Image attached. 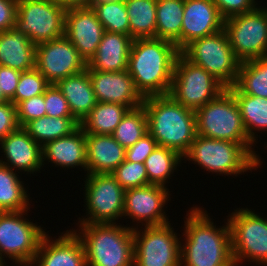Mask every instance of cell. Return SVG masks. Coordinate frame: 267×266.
<instances>
[{"mask_svg":"<svg viewBox=\"0 0 267 266\" xmlns=\"http://www.w3.org/2000/svg\"><path fill=\"white\" fill-rule=\"evenodd\" d=\"M148 132L157 145L183 156L197 136L196 114L178 103L170 94L144 98Z\"/></svg>","mask_w":267,"mask_h":266,"instance_id":"cell-3","label":"cell"},{"mask_svg":"<svg viewBox=\"0 0 267 266\" xmlns=\"http://www.w3.org/2000/svg\"><path fill=\"white\" fill-rule=\"evenodd\" d=\"M87 266H134L133 226L80 223Z\"/></svg>","mask_w":267,"mask_h":266,"instance_id":"cell-4","label":"cell"},{"mask_svg":"<svg viewBox=\"0 0 267 266\" xmlns=\"http://www.w3.org/2000/svg\"><path fill=\"white\" fill-rule=\"evenodd\" d=\"M182 158L194 161L209 172L227 176L256 170L262 164L240 143L200 135Z\"/></svg>","mask_w":267,"mask_h":266,"instance_id":"cell-6","label":"cell"},{"mask_svg":"<svg viewBox=\"0 0 267 266\" xmlns=\"http://www.w3.org/2000/svg\"><path fill=\"white\" fill-rule=\"evenodd\" d=\"M35 68L50 84H56L84 71L87 63L64 35L36 45Z\"/></svg>","mask_w":267,"mask_h":266,"instance_id":"cell-15","label":"cell"},{"mask_svg":"<svg viewBox=\"0 0 267 266\" xmlns=\"http://www.w3.org/2000/svg\"><path fill=\"white\" fill-rule=\"evenodd\" d=\"M86 176L84 188L88 214L79 223H116L123 216L125 190L112 174L94 173Z\"/></svg>","mask_w":267,"mask_h":266,"instance_id":"cell-14","label":"cell"},{"mask_svg":"<svg viewBox=\"0 0 267 266\" xmlns=\"http://www.w3.org/2000/svg\"><path fill=\"white\" fill-rule=\"evenodd\" d=\"M133 40L130 35L105 31L95 55L87 63V69L103 72L127 70Z\"/></svg>","mask_w":267,"mask_h":266,"instance_id":"cell-22","label":"cell"},{"mask_svg":"<svg viewBox=\"0 0 267 266\" xmlns=\"http://www.w3.org/2000/svg\"><path fill=\"white\" fill-rule=\"evenodd\" d=\"M27 211L0 212V257L5 260L3 256L6 254L20 266H32L41 238L46 233L38 224L24 219L23 214Z\"/></svg>","mask_w":267,"mask_h":266,"instance_id":"cell-10","label":"cell"},{"mask_svg":"<svg viewBox=\"0 0 267 266\" xmlns=\"http://www.w3.org/2000/svg\"><path fill=\"white\" fill-rule=\"evenodd\" d=\"M223 29L241 63L267 56L266 7L225 19Z\"/></svg>","mask_w":267,"mask_h":266,"instance_id":"cell-12","label":"cell"},{"mask_svg":"<svg viewBox=\"0 0 267 266\" xmlns=\"http://www.w3.org/2000/svg\"><path fill=\"white\" fill-rule=\"evenodd\" d=\"M101 3H106V4H109V3H115V2H119L121 0H99Z\"/></svg>","mask_w":267,"mask_h":266,"instance_id":"cell-48","label":"cell"},{"mask_svg":"<svg viewBox=\"0 0 267 266\" xmlns=\"http://www.w3.org/2000/svg\"><path fill=\"white\" fill-rule=\"evenodd\" d=\"M43 162L48 160L56 166L87 170L86 134L79 126L70 135L49 141L42 147Z\"/></svg>","mask_w":267,"mask_h":266,"instance_id":"cell-23","label":"cell"},{"mask_svg":"<svg viewBox=\"0 0 267 266\" xmlns=\"http://www.w3.org/2000/svg\"><path fill=\"white\" fill-rule=\"evenodd\" d=\"M180 50L168 40L136 38L128 61V72L145 98L170 93L174 66Z\"/></svg>","mask_w":267,"mask_h":266,"instance_id":"cell-1","label":"cell"},{"mask_svg":"<svg viewBox=\"0 0 267 266\" xmlns=\"http://www.w3.org/2000/svg\"><path fill=\"white\" fill-rule=\"evenodd\" d=\"M51 84L36 69L21 72L14 97L10 100L16 106L24 100L45 93Z\"/></svg>","mask_w":267,"mask_h":266,"instance_id":"cell-37","label":"cell"},{"mask_svg":"<svg viewBox=\"0 0 267 266\" xmlns=\"http://www.w3.org/2000/svg\"><path fill=\"white\" fill-rule=\"evenodd\" d=\"M55 85L66 98L73 118L80 124L97 103L88 69L59 80Z\"/></svg>","mask_w":267,"mask_h":266,"instance_id":"cell-26","label":"cell"},{"mask_svg":"<svg viewBox=\"0 0 267 266\" xmlns=\"http://www.w3.org/2000/svg\"><path fill=\"white\" fill-rule=\"evenodd\" d=\"M61 6L71 7H89L93 0H55Z\"/></svg>","mask_w":267,"mask_h":266,"instance_id":"cell-46","label":"cell"},{"mask_svg":"<svg viewBox=\"0 0 267 266\" xmlns=\"http://www.w3.org/2000/svg\"><path fill=\"white\" fill-rule=\"evenodd\" d=\"M148 133V120L143 105L129 109L118 124L113 138L125 149L133 146L140 138Z\"/></svg>","mask_w":267,"mask_h":266,"instance_id":"cell-35","label":"cell"},{"mask_svg":"<svg viewBox=\"0 0 267 266\" xmlns=\"http://www.w3.org/2000/svg\"><path fill=\"white\" fill-rule=\"evenodd\" d=\"M128 110L123 104L97 102L80 127L85 134L112 135Z\"/></svg>","mask_w":267,"mask_h":266,"instance_id":"cell-27","label":"cell"},{"mask_svg":"<svg viewBox=\"0 0 267 266\" xmlns=\"http://www.w3.org/2000/svg\"><path fill=\"white\" fill-rule=\"evenodd\" d=\"M224 19L213 0H184L180 51L192 40L221 31Z\"/></svg>","mask_w":267,"mask_h":266,"instance_id":"cell-20","label":"cell"},{"mask_svg":"<svg viewBox=\"0 0 267 266\" xmlns=\"http://www.w3.org/2000/svg\"><path fill=\"white\" fill-rule=\"evenodd\" d=\"M62 234L53 241L46 233L43 235L32 266H87L80 237L74 230Z\"/></svg>","mask_w":267,"mask_h":266,"instance_id":"cell-19","label":"cell"},{"mask_svg":"<svg viewBox=\"0 0 267 266\" xmlns=\"http://www.w3.org/2000/svg\"><path fill=\"white\" fill-rule=\"evenodd\" d=\"M157 142L148 132L140 138L133 146L126 149L125 160L130 162L144 163L146 158L157 147Z\"/></svg>","mask_w":267,"mask_h":266,"instance_id":"cell-42","label":"cell"},{"mask_svg":"<svg viewBox=\"0 0 267 266\" xmlns=\"http://www.w3.org/2000/svg\"><path fill=\"white\" fill-rule=\"evenodd\" d=\"M21 72L13 68L0 66V88L10 101L16 92Z\"/></svg>","mask_w":267,"mask_h":266,"instance_id":"cell-44","label":"cell"},{"mask_svg":"<svg viewBox=\"0 0 267 266\" xmlns=\"http://www.w3.org/2000/svg\"><path fill=\"white\" fill-rule=\"evenodd\" d=\"M46 116L73 117L66 98L55 84H51L44 93Z\"/></svg>","mask_w":267,"mask_h":266,"instance_id":"cell-39","label":"cell"},{"mask_svg":"<svg viewBox=\"0 0 267 266\" xmlns=\"http://www.w3.org/2000/svg\"><path fill=\"white\" fill-rule=\"evenodd\" d=\"M213 2L224 20L232 16L251 12L257 8L255 0H213Z\"/></svg>","mask_w":267,"mask_h":266,"instance_id":"cell-41","label":"cell"},{"mask_svg":"<svg viewBox=\"0 0 267 266\" xmlns=\"http://www.w3.org/2000/svg\"><path fill=\"white\" fill-rule=\"evenodd\" d=\"M90 7L95 12L98 20L103 24L105 31L130 35L125 0L109 4L93 0Z\"/></svg>","mask_w":267,"mask_h":266,"instance_id":"cell-36","label":"cell"},{"mask_svg":"<svg viewBox=\"0 0 267 266\" xmlns=\"http://www.w3.org/2000/svg\"><path fill=\"white\" fill-rule=\"evenodd\" d=\"M87 174H111L124 160L126 149L112 135L86 134Z\"/></svg>","mask_w":267,"mask_h":266,"instance_id":"cell-24","label":"cell"},{"mask_svg":"<svg viewBox=\"0 0 267 266\" xmlns=\"http://www.w3.org/2000/svg\"><path fill=\"white\" fill-rule=\"evenodd\" d=\"M18 0H0V32L14 27Z\"/></svg>","mask_w":267,"mask_h":266,"instance_id":"cell-45","label":"cell"},{"mask_svg":"<svg viewBox=\"0 0 267 266\" xmlns=\"http://www.w3.org/2000/svg\"><path fill=\"white\" fill-rule=\"evenodd\" d=\"M226 88L205 69L178 55L170 95L183 106L196 111L218 97Z\"/></svg>","mask_w":267,"mask_h":266,"instance_id":"cell-9","label":"cell"},{"mask_svg":"<svg viewBox=\"0 0 267 266\" xmlns=\"http://www.w3.org/2000/svg\"><path fill=\"white\" fill-rule=\"evenodd\" d=\"M180 53L193 64L205 69L226 89L235 85L241 62L235 56L224 29L192 40Z\"/></svg>","mask_w":267,"mask_h":266,"instance_id":"cell-7","label":"cell"},{"mask_svg":"<svg viewBox=\"0 0 267 266\" xmlns=\"http://www.w3.org/2000/svg\"><path fill=\"white\" fill-rule=\"evenodd\" d=\"M19 175L0 163V212L30 209L29 196Z\"/></svg>","mask_w":267,"mask_h":266,"instance_id":"cell-33","label":"cell"},{"mask_svg":"<svg viewBox=\"0 0 267 266\" xmlns=\"http://www.w3.org/2000/svg\"><path fill=\"white\" fill-rule=\"evenodd\" d=\"M5 261H3L0 257V266L4 263Z\"/></svg>","mask_w":267,"mask_h":266,"instance_id":"cell-49","label":"cell"},{"mask_svg":"<svg viewBox=\"0 0 267 266\" xmlns=\"http://www.w3.org/2000/svg\"><path fill=\"white\" fill-rule=\"evenodd\" d=\"M4 102H9V100L5 97V95L3 94V92L0 88V104L4 103Z\"/></svg>","mask_w":267,"mask_h":266,"instance_id":"cell-47","label":"cell"},{"mask_svg":"<svg viewBox=\"0 0 267 266\" xmlns=\"http://www.w3.org/2000/svg\"><path fill=\"white\" fill-rule=\"evenodd\" d=\"M184 0H157L156 38L173 42L180 50Z\"/></svg>","mask_w":267,"mask_h":266,"instance_id":"cell-28","label":"cell"},{"mask_svg":"<svg viewBox=\"0 0 267 266\" xmlns=\"http://www.w3.org/2000/svg\"><path fill=\"white\" fill-rule=\"evenodd\" d=\"M197 135L242 144L260 163L252 150L253 142L244 128L239 106L234 95L225 89L214 100L195 111Z\"/></svg>","mask_w":267,"mask_h":266,"instance_id":"cell-5","label":"cell"},{"mask_svg":"<svg viewBox=\"0 0 267 266\" xmlns=\"http://www.w3.org/2000/svg\"><path fill=\"white\" fill-rule=\"evenodd\" d=\"M16 107L20 127H23L29 121L46 116L44 94L21 101Z\"/></svg>","mask_w":267,"mask_h":266,"instance_id":"cell-40","label":"cell"},{"mask_svg":"<svg viewBox=\"0 0 267 266\" xmlns=\"http://www.w3.org/2000/svg\"><path fill=\"white\" fill-rule=\"evenodd\" d=\"M36 45L14 27L0 32V66L20 72L35 68Z\"/></svg>","mask_w":267,"mask_h":266,"instance_id":"cell-25","label":"cell"},{"mask_svg":"<svg viewBox=\"0 0 267 266\" xmlns=\"http://www.w3.org/2000/svg\"><path fill=\"white\" fill-rule=\"evenodd\" d=\"M66 10L55 0H18L14 28L35 45L58 39L65 35Z\"/></svg>","mask_w":267,"mask_h":266,"instance_id":"cell-8","label":"cell"},{"mask_svg":"<svg viewBox=\"0 0 267 266\" xmlns=\"http://www.w3.org/2000/svg\"><path fill=\"white\" fill-rule=\"evenodd\" d=\"M17 107L9 101L0 104V140L19 128Z\"/></svg>","mask_w":267,"mask_h":266,"instance_id":"cell-43","label":"cell"},{"mask_svg":"<svg viewBox=\"0 0 267 266\" xmlns=\"http://www.w3.org/2000/svg\"><path fill=\"white\" fill-rule=\"evenodd\" d=\"M97 102L119 103L129 109L137 108L144 102V97L136 89L128 70L103 72L88 70Z\"/></svg>","mask_w":267,"mask_h":266,"instance_id":"cell-18","label":"cell"},{"mask_svg":"<svg viewBox=\"0 0 267 266\" xmlns=\"http://www.w3.org/2000/svg\"><path fill=\"white\" fill-rule=\"evenodd\" d=\"M227 220L235 266L245 259L267 266V219L248 208H239Z\"/></svg>","mask_w":267,"mask_h":266,"instance_id":"cell-11","label":"cell"},{"mask_svg":"<svg viewBox=\"0 0 267 266\" xmlns=\"http://www.w3.org/2000/svg\"><path fill=\"white\" fill-rule=\"evenodd\" d=\"M228 90L236 99L249 139L256 142L253 131H267V98L241 94L234 86Z\"/></svg>","mask_w":267,"mask_h":266,"instance_id":"cell-29","label":"cell"},{"mask_svg":"<svg viewBox=\"0 0 267 266\" xmlns=\"http://www.w3.org/2000/svg\"><path fill=\"white\" fill-rule=\"evenodd\" d=\"M188 212L183 232L186 244L180 247V266H235L228 221L216 228L202 208L193 207Z\"/></svg>","mask_w":267,"mask_h":266,"instance_id":"cell-2","label":"cell"},{"mask_svg":"<svg viewBox=\"0 0 267 266\" xmlns=\"http://www.w3.org/2000/svg\"><path fill=\"white\" fill-rule=\"evenodd\" d=\"M111 174L124 190L149 185L144 163L124 160Z\"/></svg>","mask_w":267,"mask_h":266,"instance_id":"cell-38","label":"cell"},{"mask_svg":"<svg viewBox=\"0 0 267 266\" xmlns=\"http://www.w3.org/2000/svg\"><path fill=\"white\" fill-rule=\"evenodd\" d=\"M79 126L73 117L43 116L27 122L23 128L43 147L49 141L70 135Z\"/></svg>","mask_w":267,"mask_h":266,"instance_id":"cell-30","label":"cell"},{"mask_svg":"<svg viewBox=\"0 0 267 266\" xmlns=\"http://www.w3.org/2000/svg\"><path fill=\"white\" fill-rule=\"evenodd\" d=\"M0 145L4 156L6 155L4 158L7 159V162L3 161V158L0 159V163L13 171L22 170L27 174H33L44 166L42 146L23 127L17 128L0 140Z\"/></svg>","mask_w":267,"mask_h":266,"instance_id":"cell-21","label":"cell"},{"mask_svg":"<svg viewBox=\"0 0 267 266\" xmlns=\"http://www.w3.org/2000/svg\"><path fill=\"white\" fill-rule=\"evenodd\" d=\"M104 32L103 24L90 6L67 8L65 36L86 63L95 55Z\"/></svg>","mask_w":267,"mask_h":266,"instance_id":"cell-17","label":"cell"},{"mask_svg":"<svg viewBox=\"0 0 267 266\" xmlns=\"http://www.w3.org/2000/svg\"><path fill=\"white\" fill-rule=\"evenodd\" d=\"M234 87L241 94L267 98V56L242 62Z\"/></svg>","mask_w":267,"mask_h":266,"instance_id":"cell-32","label":"cell"},{"mask_svg":"<svg viewBox=\"0 0 267 266\" xmlns=\"http://www.w3.org/2000/svg\"><path fill=\"white\" fill-rule=\"evenodd\" d=\"M129 18L130 36L156 38L157 0H125Z\"/></svg>","mask_w":267,"mask_h":266,"instance_id":"cell-31","label":"cell"},{"mask_svg":"<svg viewBox=\"0 0 267 266\" xmlns=\"http://www.w3.org/2000/svg\"><path fill=\"white\" fill-rule=\"evenodd\" d=\"M167 189L160 185L149 184L125 190L123 216H129L133 222L139 221L138 224L145 222L143 226L168 223L163 210L166 201H169L170 194Z\"/></svg>","mask_w":267,"mask_h":266,"instance_id":"cell-16","label":"cell"},{"mask_svg":"<svg viewBox=\"0 0 267 266\" xmlns=\"http://www.w3.org/2000/svg\"><path fill=\"white\" fill-rule=\"evenodd\" d=\"M169 224L145 226L143 231L133 228L134 266L181 265L182 243Z\"/></svg>","mask_w":267,"mask_h":266,"instance_id":"cell-13","label":"cell"},{"mask_svg":"<svg viewBox=\"0 0 267 266\" xmlns=\"http://www.w3.org/2000/svg\"><path fill=\"white\" fill-rule=\"evenodd\" d=\"M182 160V156L178 152L157 146L144 161L149 184L165 187L171 174Z\"/></svg>","mask_w":267,"mask_h":266,"instance_id":"cell-34","label":"cell"}]
</instances>
